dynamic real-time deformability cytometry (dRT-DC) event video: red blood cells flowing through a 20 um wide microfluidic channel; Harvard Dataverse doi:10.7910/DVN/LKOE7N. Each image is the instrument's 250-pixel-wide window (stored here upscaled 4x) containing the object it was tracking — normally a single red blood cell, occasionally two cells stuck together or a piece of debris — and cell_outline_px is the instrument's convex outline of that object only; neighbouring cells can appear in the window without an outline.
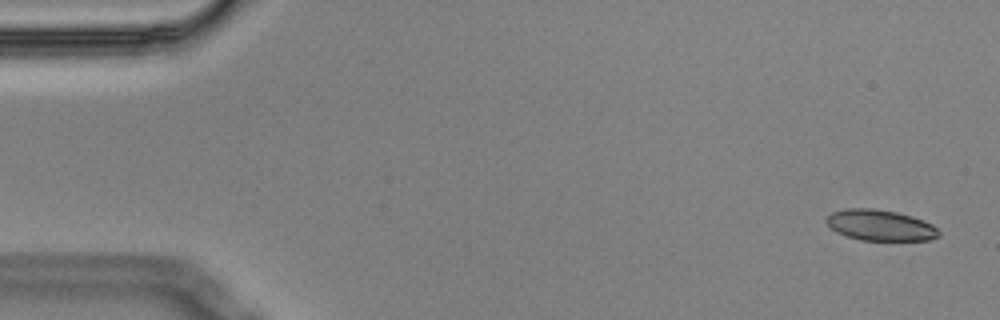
{"species": "Egyptian fruit bat (a non-hibernating species)", "species_latin": "Rousettus aegyptiacus", "temperature_condition": "cold", "stored_images_in_passage": 14, "camera_frame_rate_fps": 3000, "um_per_image_px": 0.085, "animal": {"sex": "male"}, "frame": {"image": 1, "passage_image": 1, "time_ms": 0.0, "image_size_px": [1000, 320], "cell_outline_px": [[940, 236], [932, 240], [860, 240], [844, 236], [836, 232], [824, 220], [832, 212], [848, 208], [872, 208], [896, 212], [912, 216], [932, 224], [940, 232]], "centroid_in_image_um": [74.82, 19.15], "position_along_channel_um": 10.2, "area_um2": 20.29}}
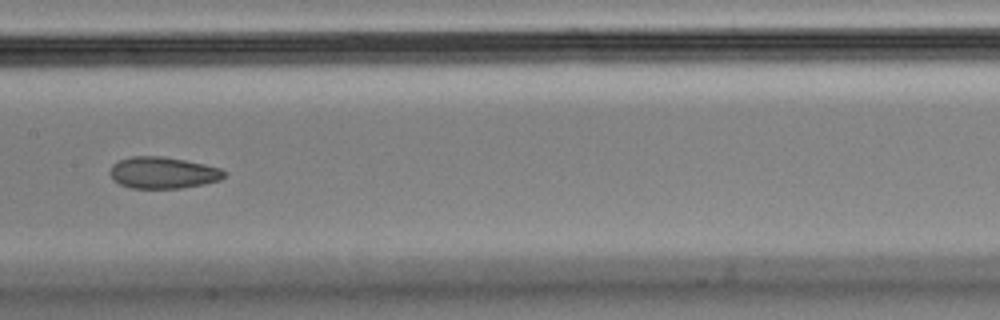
{"frame": {"image": 2, "passage_image": 7, "time_ms": 2.0, "image_size_px": [1000, 320], "cell_outline_px": [[224, 176], [220, 180], [204, 184], [180, 188], [132, 188], [120, 184], [112, 180], [112, 164], [120, 160], [132, 156], [164, 156], [204, 164], [220, 168], [224, 172]], "centroid_in_image_um": [13.85, 14.68], "position_along_channel_um": 193.5, "area_um2": 20.81}}
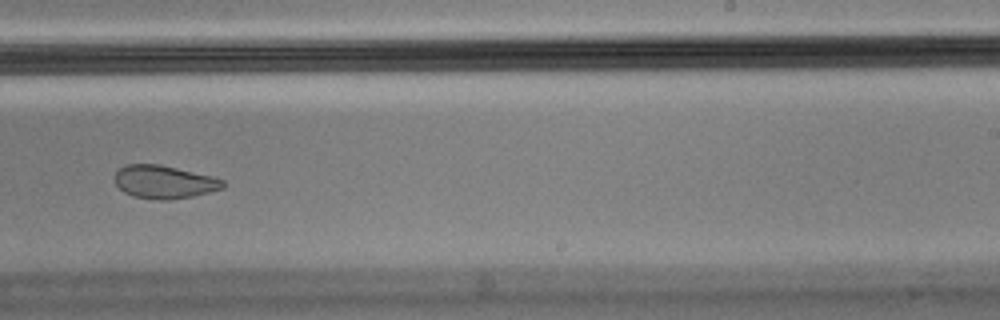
{"frame": {"image": 3, "passage_image": 9, "time_ms": 2.667, "image_size_px": [1000, 320], "cell_outline_px": [[224, 188], [192, 196], [168, 200], [160, 200], [132, 196], [124, 192], [116, 184], [112, 176], [120, 168], [128, 164], [160, 164], [224, 180]], "centroid_in_image_um": [13.9, 15.47], "position_along_channel_um": 275.1, "area_um2": 20.63}}